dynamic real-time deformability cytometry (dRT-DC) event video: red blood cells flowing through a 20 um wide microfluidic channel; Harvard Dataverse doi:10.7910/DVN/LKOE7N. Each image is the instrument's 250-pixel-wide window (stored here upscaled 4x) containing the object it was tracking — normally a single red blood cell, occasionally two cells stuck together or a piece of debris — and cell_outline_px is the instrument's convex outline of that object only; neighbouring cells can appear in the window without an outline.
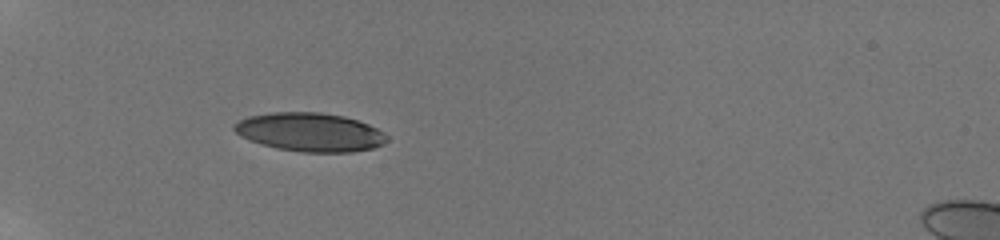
{"species": "human", "species_latin": "Homo sapiens", "temperature_condition": "room temperature", "stored_images_in_passage": 11, "camera_frame_rate_fps": 3000, "um_per_image_px": 0.085, "donor": {"sex": "male"}, "frame": {"image": 1, "passage_image": 7, "time_ms": 2.667, "image_size_px": [1000, 240], "cell_outline_px": [[388, 140], [384, 144], [372, 148], [352, 152], [300, 152], [276, 148], [252, 140], [236, 132], [232, 128], [240, 120], [248, 116], [272, 112], [320, 112], [344, 116], [368, 124], [384, 132], [388, 136]], "centroid_in_image_um": [26.4, 11.23], "position_along_channel_um": 58.6, "area_um2": 34.16}}
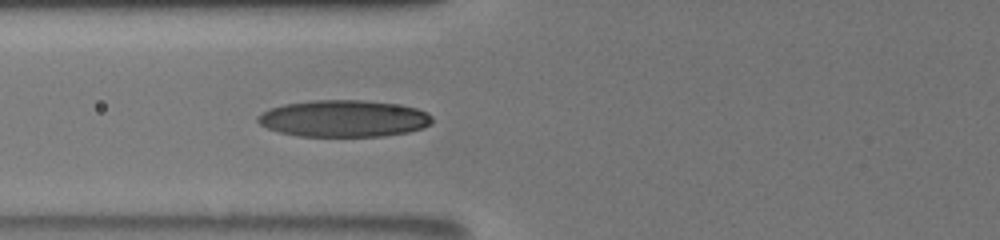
{"frame": {"image": 2, "passage_image": 11, "time_ms": 4.333, "image_size_px": [1000, 240], "cell_outline_px": [[432, 124], [424, 128], [408, 132], [384, 136], [300, 136], [280, 132], [268, 128], [260, 124], [256, 120], [256, 116], [260, 112], [268, 108], [284, 104], [312, 100], [360, 100], [400, 104], [416, 108], [428, 112], [432, 116]], "centroid_in_image_um": [29.22, 10.07], "position_along_channel_um": 96.6, "area_um2": 37.74}}